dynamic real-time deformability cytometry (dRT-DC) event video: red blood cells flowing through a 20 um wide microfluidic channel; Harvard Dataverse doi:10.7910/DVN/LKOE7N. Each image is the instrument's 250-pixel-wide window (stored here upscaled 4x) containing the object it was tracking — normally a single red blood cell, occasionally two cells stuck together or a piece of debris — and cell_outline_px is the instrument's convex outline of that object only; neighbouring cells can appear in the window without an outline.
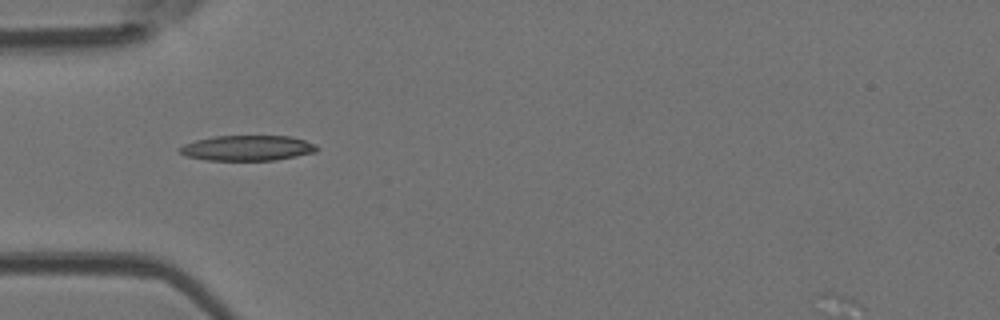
{"species": "Egyptian fruit bat (a non-hibernating species)", "species_latin": "Rousettus aegyptiacus", "temperature_condition": "room temperature", "stored_images_in_passage": 5, "camera_frame_rate_fps": 3000, "um_per_image_px": 0.085, "animal": {"sex": "female"}, "frame": {"image": 1, "passage_image": 5, "time_ms": 1.333, "image_size_px": [1000, 320], "cell_outline_px": [[320, 148], [316, 152], [276, 160], [208, 160], [184, 156], [176, 148], [184, 144], [196, 140], [212, 136], [292, 136], [316, 144]], "centroid_in_image_um": [21.02, 12.58], "position_along_channel_um": 64.0, "area_um2": 20.4}}